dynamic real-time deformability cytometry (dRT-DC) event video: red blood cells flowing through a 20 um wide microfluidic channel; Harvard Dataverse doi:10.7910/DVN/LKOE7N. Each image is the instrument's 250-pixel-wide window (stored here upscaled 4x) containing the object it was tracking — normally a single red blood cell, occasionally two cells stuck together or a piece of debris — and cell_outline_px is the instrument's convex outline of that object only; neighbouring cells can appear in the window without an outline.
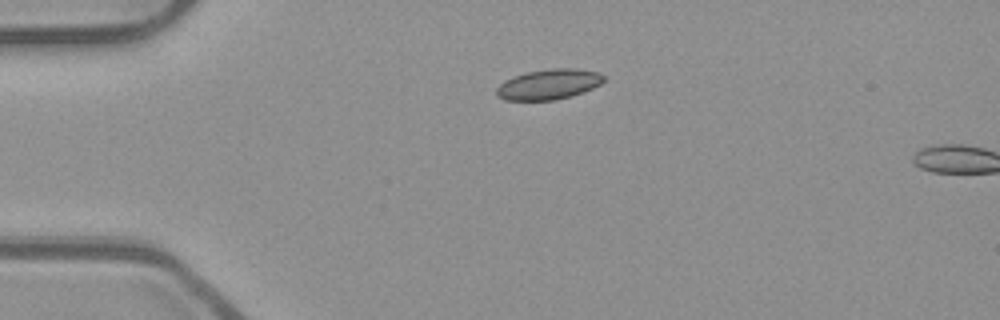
{"species": "common noctule bat (a hibernating species)", "species_latin": "Nyctalus noctula", "temperature_condition": "room temperature", "stored_images_in_passage": 3, "camera_frame_rate_fps": 3000, "um_per_image_px": 0.085, "animal": {"sex": "male", "body_mass_g": 23.1, "forearm_length_mm": 52.7}, "frame": {"image": 1, "passage_image": 1, "time_ms": 0.0, "image_size_px": [1000, 320], "cell_outline_px": [[604, 80], [600, 84], [584, 92], [572, 96], [556, 100], [504, 100], [496, 96], [496, 88], [504, 80], [512, 76], [524, 72], [552, 68], [576, 68], [600, 72], [604, 76]], "centroid_in_image_um": [46.62, 7.16], "position_along_channel_um": 38.4, "area_um2": 19.25}}